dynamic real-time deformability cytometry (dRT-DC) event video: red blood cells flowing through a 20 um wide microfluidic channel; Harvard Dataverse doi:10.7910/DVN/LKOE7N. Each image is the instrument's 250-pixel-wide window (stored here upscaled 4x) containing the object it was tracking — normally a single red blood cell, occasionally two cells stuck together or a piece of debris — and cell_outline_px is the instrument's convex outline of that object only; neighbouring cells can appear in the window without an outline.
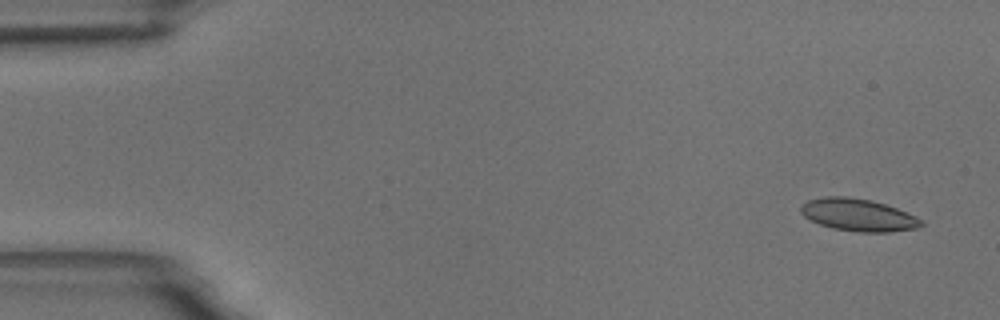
{"species": "common noctule bat (a hibernating species)", "species_latin": "Nyctalus noctula", "temperature_condition": "room temperature", "stored_images_in_passage": 56, "camera_frame_rate_fps": 3000, "um_per_image_px": 0.085, "animal": {"sex": "male", "body_mass_g": 18.8}, "frame": {"image": 1, "passage_image": 1, "time_ms": 0.0, "image_size_px": [1000, 320], "cell_outline_px": [[924, 224], [916, 228], [888, 232], [860, 232], [832, 228], [820, 224], [804, 216], [800, 212], [800, 204], [808, 200], [824, 196], [848, 196], [872, 200], [896, 208], [916, 216], [924, 220]], "centroid_in_image_um": [72.94, 18.26], "position_along_channel_um": 12.1, "area_um2": 22.77}}
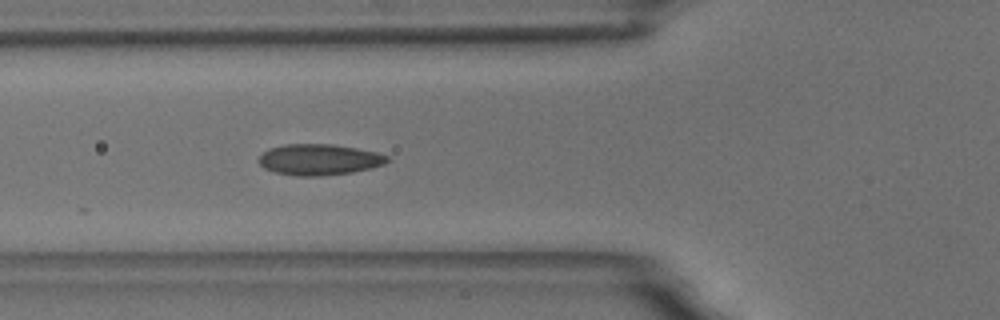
{"frame": {"image": 2, "passage_image": 19, "time_ms": 6.0, "image_size_px": [1000, 320], "cell_outline_px": [[392, 160], [384, 164], [372, 168], [352, 172], [320, 176], [296, 176], [276, 172], [264, 168], [260, 164], [260, 156], [268, 148], [284, 144], [332, 144], [356, 148], [376, 152], [388, 156]], "centroid_in_image_um": [27.16, 13.56], "position_along_channel_um": 98.6, "area_um2": 23.24}}
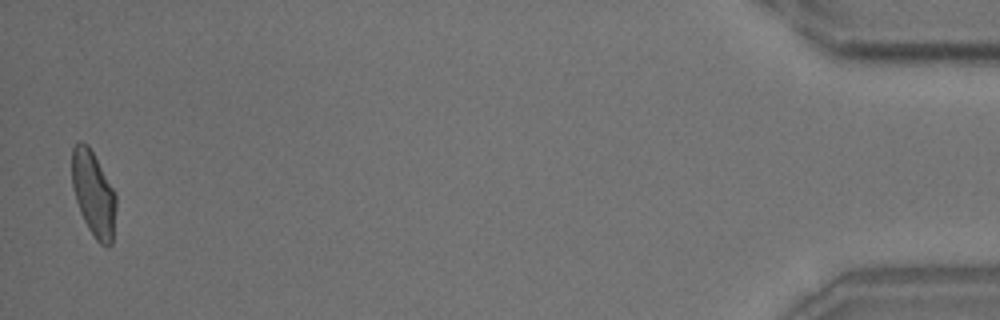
{"frame": {"image": 3, "passage_image": 55, "time_ms": 18.0, "image_size_px": [1000, 320], "cell_outline_px": [[116, 208], [112, 244], [108, 248], [100, 244], [96, 240], [88, 228], [80, 212], [76, 200], [72, 184], [72, 148], [80, 140], [88, 144], [112, 188], [116, 196]], "centroid_in_image_um": [7.94, 16.5], "position_along_channel_um": 427.3, "area_um2": 21.73}, "authors_computed_cell_mechanics": {"area_um2": 22.253, "velocity_mm_per_s": 3.4875, "shape_relaxation_time_tau1_ms": 6.3746, "shape_relaxation_time_tau2_ms": 1.2789, "deformation_change_tau1": 0.1626, "deformation_change_tau2": 0.083}}